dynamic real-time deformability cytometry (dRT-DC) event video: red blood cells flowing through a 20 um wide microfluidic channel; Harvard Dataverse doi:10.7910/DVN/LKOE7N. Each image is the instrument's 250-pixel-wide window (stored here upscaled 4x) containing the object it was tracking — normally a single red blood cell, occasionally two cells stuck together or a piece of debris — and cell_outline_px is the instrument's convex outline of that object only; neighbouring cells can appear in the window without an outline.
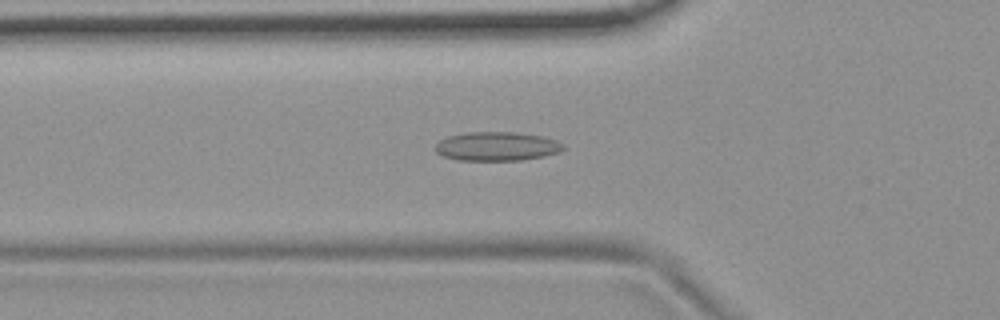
{"species": "common noctule bat (a hibernating species)", "species_latin": "Nyctalus noctula", "temperature_condition": "room temperature", "stored_images_in_passage": 54, "camera_frame_rate_fps": 3000, "um_per_image_px": 0.085, "animal": {"sex": "female", "body_mass_g": 19.9}, "frame": {"image": 1, "passage_image": 19, "time_ms": 6.0, "image_size_px": [1000, 320], "cell_outline_px": [[564, 148], [560, 152], [544, 156], [520, 160], [456, 160], [444, 156], [436, 152], [436, 144], [440, 140], [448, 136], [464, 132], [516, 132], [540, 136], [556, 140], [564, 144]], "centroid_in_image_um": [42.23, 12.43], "position_along_channel_um": 83.6, "area_um2": 21.56}}
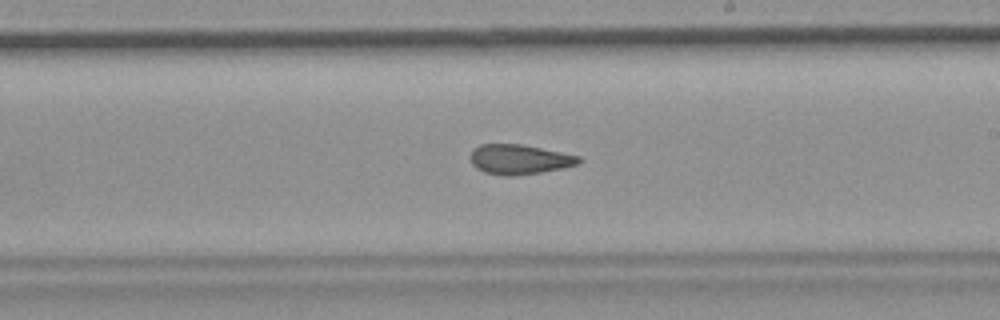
{"frame": {"image": 2, "passage_image": 32, "time_ms": 10.333, "image_size_px": [1000, 320], "cell_outline_px": [[584, 160], [576, 164], [564, 168], [516, 176], [504, 176], [484, 172], [476, 168], [472, 164], [468, 156], [472, 148], [480, 144], [520, 144], [580, 156]], "centroid_in_image_um": [44.09, 13.55], "position_along_channel_um": 244.9, "area_um2": 19.02}}
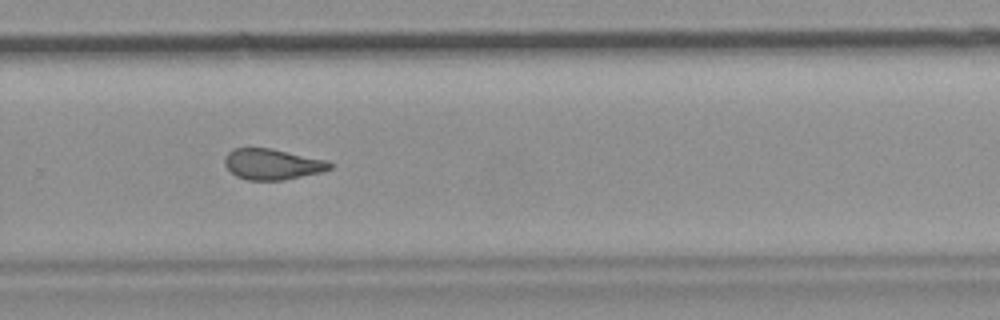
{"frame": {"image": 3, "passage_image": 37, "time_ms": 12.0, "image_size_px": [1000, 320], "cell_outline_px": [[332, 168], [320, 172], [284, 180], [248, 180], [236, 176], [224, 164], [224, 156], [232, 148], [272, 148], [328, 160], [332, 164]], "centroid_in_image_um": [23.14, 13.94], "position_along_channel_um": 306.7, "area_um2": 18.96}, "authors_computed_cell_mechanics": {"area_um2": 19.941, "velocity_mm_per_s": 3.7179, "shape_relaxation_time_tau1_ms": null, "shape_relaxation_time_tau2_ms": 2.0616, "deformation_change_tau1": null, "deformation_change_tau2": 0.084}}